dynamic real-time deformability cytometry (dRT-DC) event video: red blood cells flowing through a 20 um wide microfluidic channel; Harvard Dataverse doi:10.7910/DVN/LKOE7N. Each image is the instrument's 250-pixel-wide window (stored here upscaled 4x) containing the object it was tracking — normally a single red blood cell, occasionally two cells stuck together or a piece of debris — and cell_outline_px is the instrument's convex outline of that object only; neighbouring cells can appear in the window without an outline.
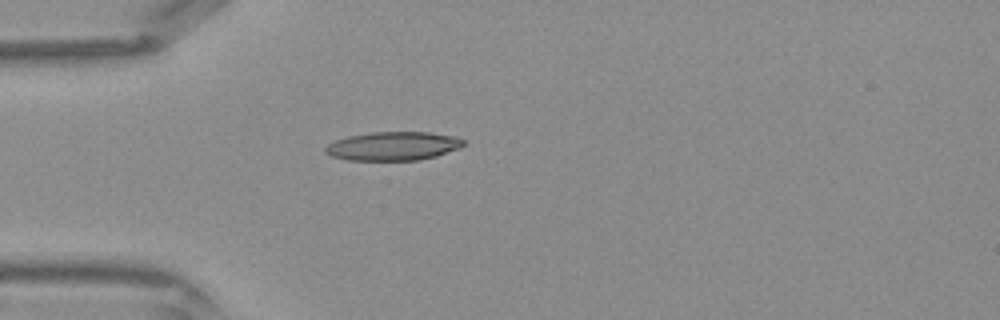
{"species": "Egyptian fruit bat (a non-hibernating species)", "species_latin": "Rousettus aegyptiacus", "temperature_condition": "warm", "stored_images_in_passage": 26, "camera_frame_rate_fps": 3000, "um_per_image_px": 0.085, "frame": {"image": 1, "passage_image": 1, "time_ms": 0.0, "image_size_px": [1000, 320], "cell_outline_px": [[464, 144], [460, 148], [436, 156], [420, 160], [348, 160], [332, 156], [324, 152], [324, 148], [328, 144], [336, 140], [348, 136], [372, 132], [428, 132], [456, 136], [464, 140]], "centroid_in_image_um": [33.42, 12.41], "position_along_channel_um": 51.6, "area_um2": 23.12}}
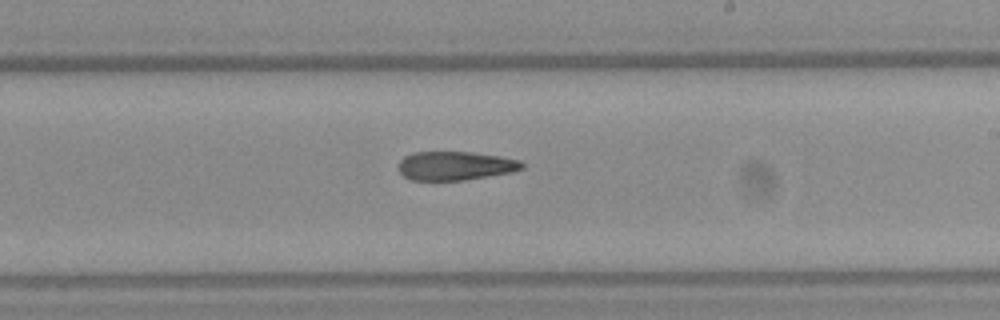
{"frame": {"image": 2, "passage_image": 14, "time_ms": 4.333, "image_size_px": [1000, 320], "cell_outline_px": [[524, 168], [512, 172], [464, 180], [412, 180], [404, 176], [400, 172], [400, 160], [404, 156], [412, 152], [472, 152], [500, 156], [520, 160], [524, 164]], "centroid_in_image_um": [38.72, 14.08], "position_along_channel_um": 250.3, "area_um2": 20.69}}
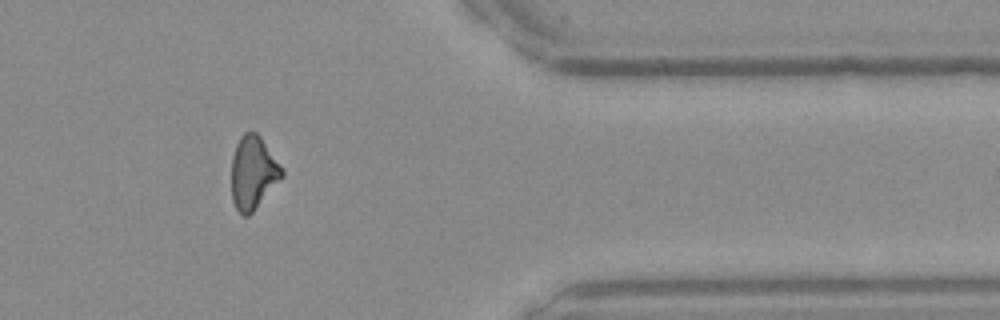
{"frame": {"image": 3, "passage_image": 24, "time_ms": 7.667, "image_size_px": [1000, 320], "cell_outline_px": [[284, 176], [252, 212], [248, 216], [244, 216], [236, 208], [232, 200], [232, 156], [236, 144], [240, 136], [244, 132], [256, 132], [260, 136], [284, 168]], "centroid_in_image_um": [21.53, 14.65], "position_along_channel_um": 389.9, "area_um2": 21.5}}